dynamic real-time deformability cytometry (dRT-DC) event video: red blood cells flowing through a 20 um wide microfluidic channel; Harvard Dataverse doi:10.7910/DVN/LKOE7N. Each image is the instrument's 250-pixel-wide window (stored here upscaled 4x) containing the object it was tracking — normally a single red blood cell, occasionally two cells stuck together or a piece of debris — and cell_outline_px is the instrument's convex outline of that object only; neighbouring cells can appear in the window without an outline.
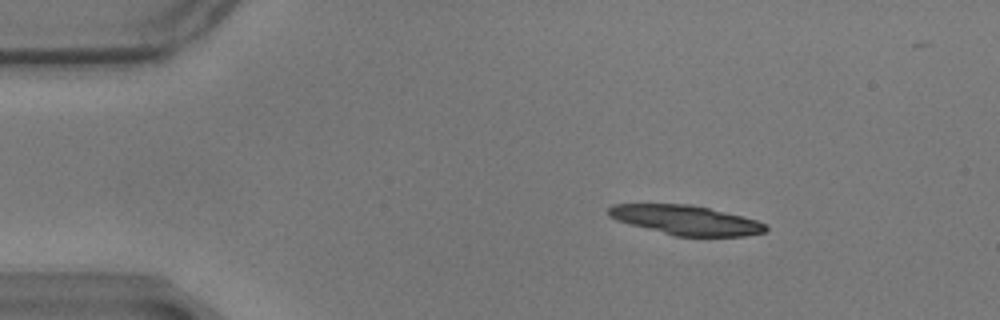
{"species": "common noctule bat (a hibernating species)", "species_latin": "Nyctalus noctula", "temperature_condition": "warm", "stored_images_in_passage": 28, "segment_of_instrument_passage": [1, 2], "camera_frame_rate_fps": 3000, "um_per_image_px": 0.085, "animal": {"sex": "male", "body_mass_g": 17.9}, "frame": {"image": 1, "passage_image": 1, "time_ms": 0.0, "image_size_px": [1000, 320], "cell_outline_px": [[768, 228], [764, 232], [744, 236], [676, 236], [616, 220], [608, 216], [608, 208], [612, 204], [692, 204], [756, 220], [768, 224]], "centroid_in_image_um": [58.3, 18.7], "position_along_channel_um": 26.7, "area_um2": 26.7}}